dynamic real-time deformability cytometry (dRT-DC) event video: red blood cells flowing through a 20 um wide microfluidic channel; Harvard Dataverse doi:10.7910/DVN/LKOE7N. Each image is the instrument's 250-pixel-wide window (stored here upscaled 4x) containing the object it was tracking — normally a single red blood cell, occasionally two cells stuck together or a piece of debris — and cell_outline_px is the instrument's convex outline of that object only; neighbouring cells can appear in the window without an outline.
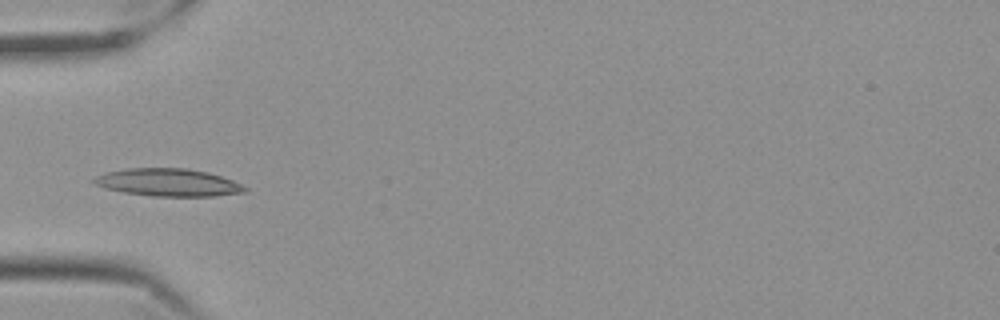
{"species": "Egyptian fruit bat (a non-hibernating species)", "species_latin": "Rousettus aegyptiacus", "temperature_condition": "cold", "stored_images_in_passage": 39, "camera_frame_rate_fps": 3000, "um_per_image_px": 0.085, "frame": {"image": 1, "passage_image": 1, "time_ms": 0.0, "image_size_px": [1000, 320], "cell_outline_px": [[248, 192], [216, 196], [152, 196], [124, 192], [104, 188], [92, 184], [92, 180], [96, 176], [104, 172], [128, 168], [188, 168], [208, 172], [232, 180], [248, 188]], "centroid_in_image_um": [14.28, 15.51], "position_along_channel_um": 70.7, "area_um2": 24.45}}
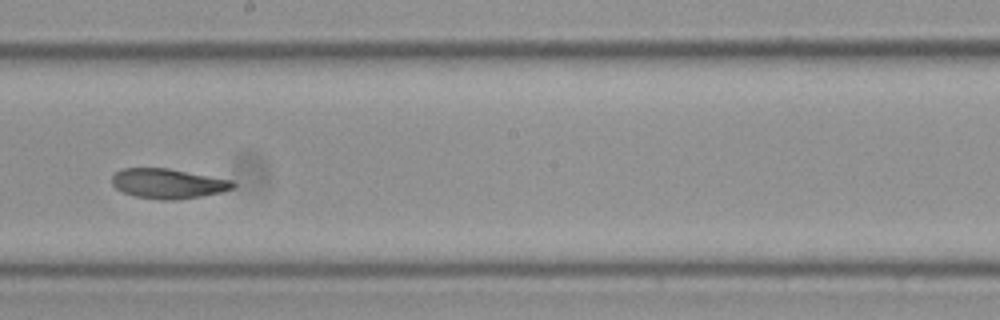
{"frame": {"image": 2, "passage_image": 15, "time_ms": 4.667, "image_size_px": [1000, 320], "cell_outline_px": [[236, 184], [232, 188], [220, 192], [200, 196], [176, 200], [160, 200], [136, 196], [124, 192], [116, 188], [112, 184], [112, 176], [116, 172], [124, 168], [168, 168], [232, 180]], "centroid_in_image_um": [14.27, 15.6], "position_along_channel_um": 233.9, "area_um2": 20.87}}
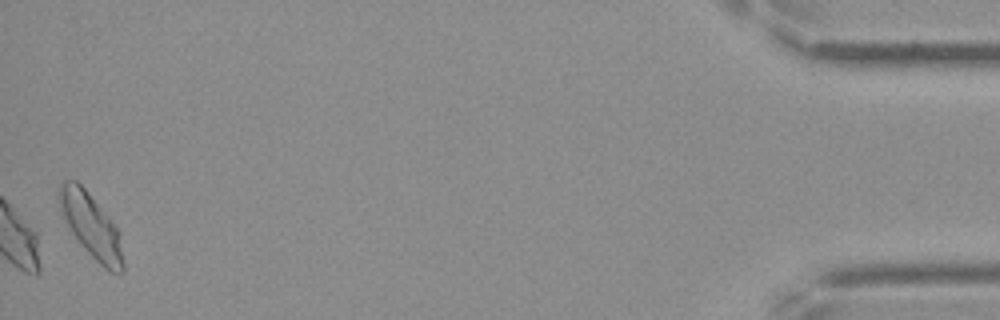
{"frame": {"image": 3, "passage_image": 39, "time_ms": 12.667, "image_size_px": [1000, 320], "cell_outline_px": [[124, 272], [112, 272], [104, 268], [80, 244], [64, 220], [60, 212], [56, 196], [60, 184], [64, 180], [76, 180], [84, 188], [116, 228], [124, 264]], "centroid_in_image_um": [7.66, 19.16], "position_along_channel_um": 427.5, "area_um2": 23.24}, "authors_computed_cell_mechanics": {"area_um2": 21.6172, "velocity_mm_per_s": 3.4925, "shape_relaxation_time_tau1_ms": 4.1068, "shape_relaxation_time_tau2_ms": 3.4581, "deformation_change_tau1": 0.1415, "deformation_change_tau2": 0.0886}}